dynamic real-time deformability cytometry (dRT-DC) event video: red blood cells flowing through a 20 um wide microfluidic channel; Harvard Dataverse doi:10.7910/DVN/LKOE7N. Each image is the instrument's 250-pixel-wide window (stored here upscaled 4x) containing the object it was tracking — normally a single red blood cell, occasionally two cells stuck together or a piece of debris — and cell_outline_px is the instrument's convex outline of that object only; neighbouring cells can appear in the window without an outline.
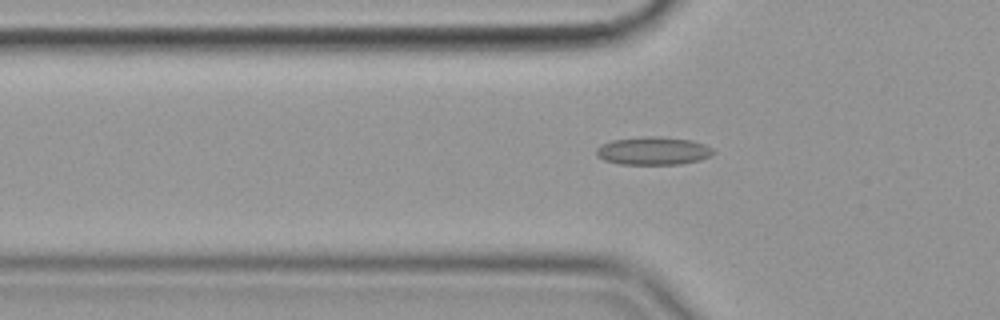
{"species": "common noctule bat (a hibernating species)", "species_latin": "Nyctalus noctula", "temperature_condition": "cold", "stored_images_in_passage": 56, "camera_frame_rate_fps": 3000, "um_per_image_px": 0.085, "animal": {"sex": "female", "body_mass_g": 19.9}, "frame": {"image": 1, "passage_image": 19, "time_ms": 6.0, "image_size_px": [1000, 320], "cell_outline_px": [[716, 152], [700, 160], [680, 164], [620, 164], [604, 160], [596, 156], [596, 148], [600, 144], [612, 140], [644, 136], [660, 136], [692, 140], [704, 144], [712, 148]], "centroid_in_image_um": [55.5, 12.81], "position_along_channel_um": 70.3, "area_um2": 19.25}}
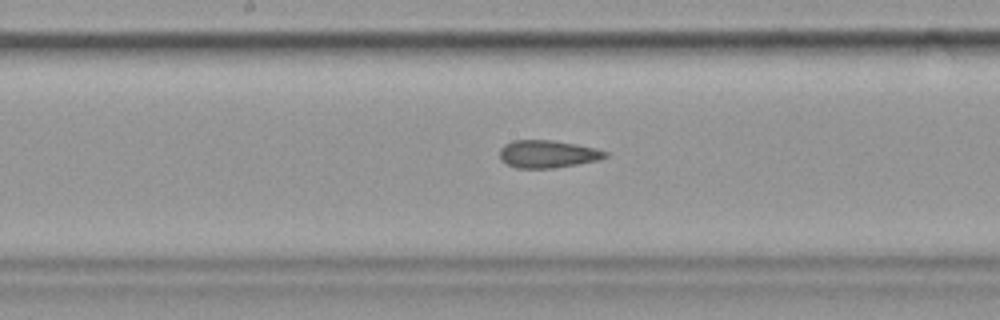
{"frame": {"image": 2, "passage_image": 30, "time_ms": 9.667, "image_size_px": [1000, 320], "cell_outline_px": [[608, 156], [600, 160], [552, 168], [516, 168], [500, 160], [500, 148], [504, 144], [512, 140], [552, 140], [576, 144], [596, 148], [608, 152]], "centroid_in_image_um": [46.55, 13.08], "position_along_channel_um": 201.7, "area_um2": 17.05}}
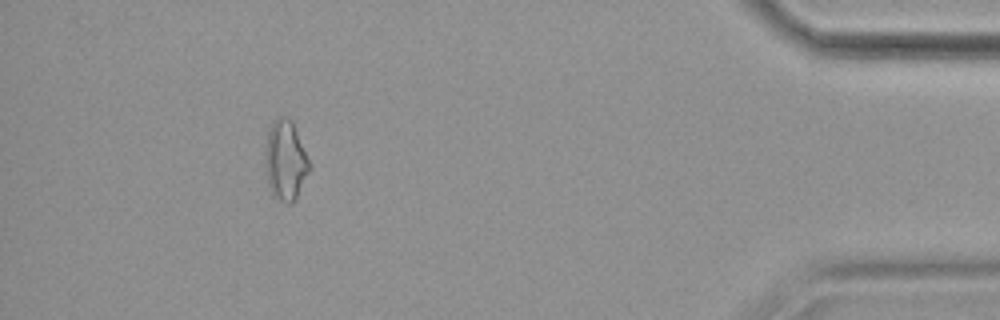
{"frame": {"image": 3, "passage_image": 52, "time_ms": 17.0, "image_size_px": [1000, 320], "cell_outline_px": [[312, 168], [292, 204], [288, 204], [272, 196], [268, 184], [264, 164], [264, 156], [268, 132], [276, 116], [284, 116], [292, 120]], "centroid_in_image_um": [24.25, 13.65], "position_along_channel_um": 410.9, "area_um2": 20.75}}